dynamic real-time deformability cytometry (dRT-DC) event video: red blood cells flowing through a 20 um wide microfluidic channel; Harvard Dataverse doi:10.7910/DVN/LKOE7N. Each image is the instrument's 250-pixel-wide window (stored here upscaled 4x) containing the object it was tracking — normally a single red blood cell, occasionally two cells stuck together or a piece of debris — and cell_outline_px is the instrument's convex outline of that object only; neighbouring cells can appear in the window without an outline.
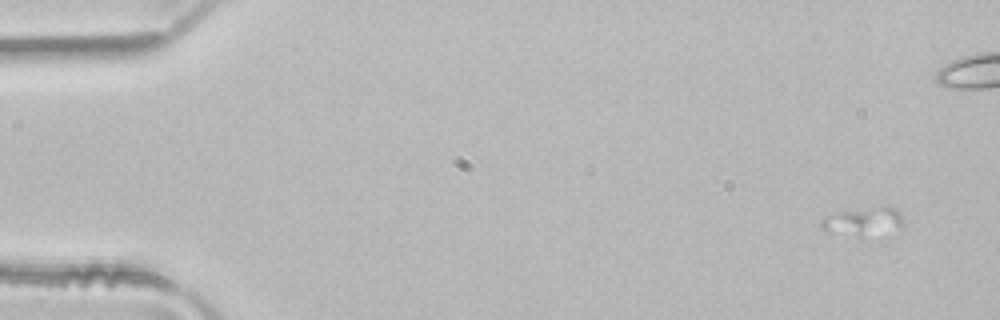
{"species": "common noctule bat (a hibernating species)", "species_latin": "Nyctalus noctula", "temperature_condition": "room temperature", "stored_images_in_passage": 4, "camera_frame_rate_fps": 3000, "um_per_image_px": 0.085, "animal": {"sex": "male", "body_mass_g": 21.5, "forearm_length_mm": 52.0}, "frame": {"image": 1, "passage_image": 4, "time_ms": 1.0, "image_size_px": [1000, 320], "cell_outline_px": [[904, 224], [900, 228], [860, 236], [820, 228], [820, 220], [828, 216], [844, 212], [880, 208], [896, 208], [900, 212]], "centroid_in_image_um": [73.43, 18.83], "position_along_channel_um": 11.6, "area_um2": 12.25}}